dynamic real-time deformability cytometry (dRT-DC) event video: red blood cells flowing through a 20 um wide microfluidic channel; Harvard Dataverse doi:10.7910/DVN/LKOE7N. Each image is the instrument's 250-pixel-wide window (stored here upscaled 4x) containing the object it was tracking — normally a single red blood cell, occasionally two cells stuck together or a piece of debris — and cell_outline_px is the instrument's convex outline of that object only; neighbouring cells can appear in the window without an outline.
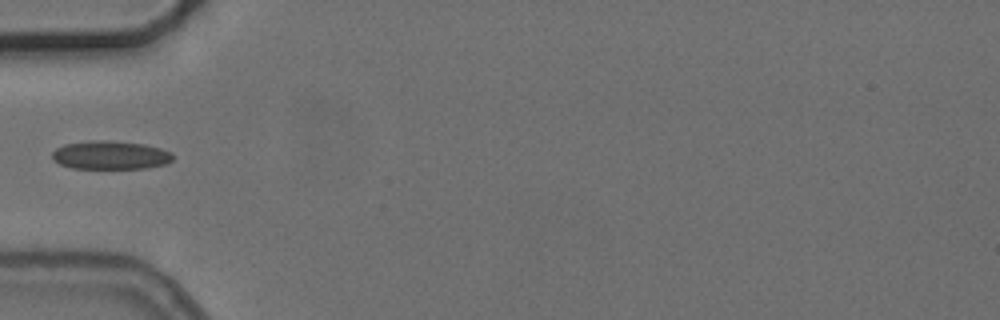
{"species": "common noctule bat (a hibernating species)", "species_latin": "Nyctalus noctula", "temperature_condition": "cold", "stored_images_in_passage": 1, "camera_frame_rate_fps": 3000, "um_per_image_px": 0.085, "animal": {"sex": "female", "body_mass_g": 24.6, "forearm_length_mm": 56.2}, "frame": {"image": 1, "passage_image": 1, "time_ms": 0.0, "image_size_px": [1000, 320], "cell_outline_px": [[172, 160], [164, 164], [148, 168], [72, 168], [60, 164], [52, 160], [52, 152], [56, 148], [64, 144], [88, 140], [104, 140], [144, 144], [160, 148], [172, 152]], "centroid_in_image_um": [9.35, 13.18], "position_along_channel_um": 75.6, "area_um2": 20.06}}